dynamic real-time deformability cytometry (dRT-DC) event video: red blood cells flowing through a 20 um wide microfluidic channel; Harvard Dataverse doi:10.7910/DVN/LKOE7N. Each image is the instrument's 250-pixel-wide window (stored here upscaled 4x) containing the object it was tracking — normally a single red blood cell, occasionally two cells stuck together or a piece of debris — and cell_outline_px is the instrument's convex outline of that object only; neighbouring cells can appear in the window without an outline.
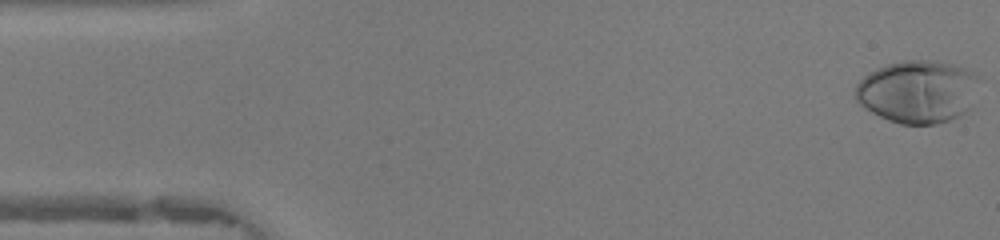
{"species": "human", "species_latin": "Homo sapiens", "temperature_condition": "warm", "stored_images_in_passage": 48, "camera_frame_rate_fps": 3000, "um_per_image_px": 0.085, "donor": {"sex": "female"}, "frame": {"image": 1, "passage_image": 1, "time_ms": 0.0, "image_size_px": [1000, 240], "cell_outline_px": [[980, 80], [972, 108], [960, 116], [936, 124], [900, 124], [888, 120], [864, 108], [856, 100], [856, 84], [868, 72], [876, 68], [888, 64], [904, 60], [928, 60], [952, 64], [968, 68]], "centroid_in_image_um": [78.04, 7.79], "position_along_channel_um": 7.0, "area_um2": 45.66}}
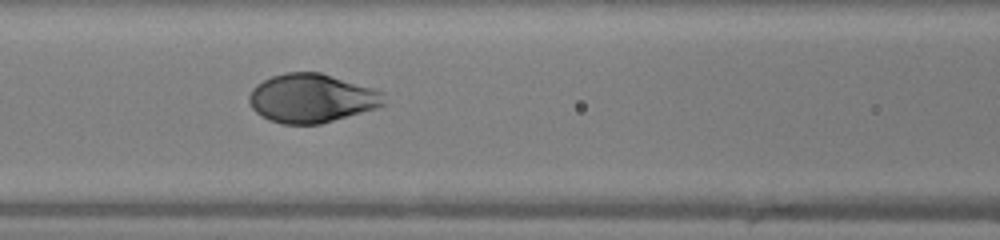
{"frame": {"image": 2, "passage_image": 20, "time_ms": 6.333, "image_size_px": [1000, 240], "cell_outline_px": [[384, 104], [376, 108], [320, 124], [284, 124], [268, 120], [256, 112], [252, 108], [248, 100], [248, 96], [252, 88], [256, 84], [272, 76], [284, 72], [320, 72], [372, 88], [384, 92]], "centroid_in_image_um": [26.45, 8.35], "position_along_channel_um": 140.1, "area_um2": 38.26}}
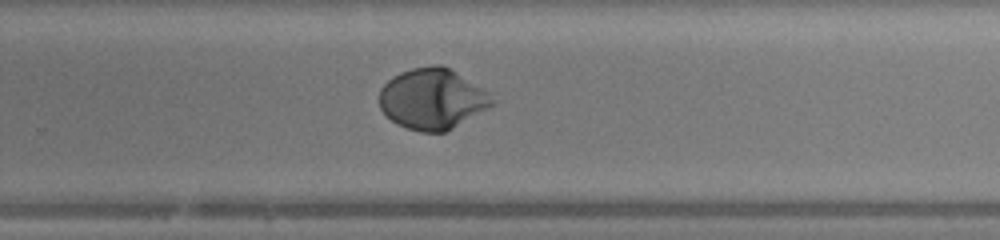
{"frame": {"image": 3, "passage_image": 31, "time_ms": 10.0, "image_size_px": [1000, 240], "cell_outline_px": [[496, 104], [452, 128], [444, 132], [420, 132], [396, 124], [380, 108], [380, 88], [392, 76], [400, 72], [412, 68], [436, 64], [440, 64], [448, 68], [488, 92]], "centroid_in_image_um": [36.73, 8.41], "position_along_channel_um": 293.1, "area_um2": 39.54}, "authors_computed_cell_mechanics": {"area_um2": 39.9398, "velocity_mm_per_s": 4.1839, "shape_relaxation_time_tau1_ms": 3.1063, "shape_relaxation_time_tau2_ms": null, "deformation_change_tau1": 0.2153, "deformation_change_tau2": null}}